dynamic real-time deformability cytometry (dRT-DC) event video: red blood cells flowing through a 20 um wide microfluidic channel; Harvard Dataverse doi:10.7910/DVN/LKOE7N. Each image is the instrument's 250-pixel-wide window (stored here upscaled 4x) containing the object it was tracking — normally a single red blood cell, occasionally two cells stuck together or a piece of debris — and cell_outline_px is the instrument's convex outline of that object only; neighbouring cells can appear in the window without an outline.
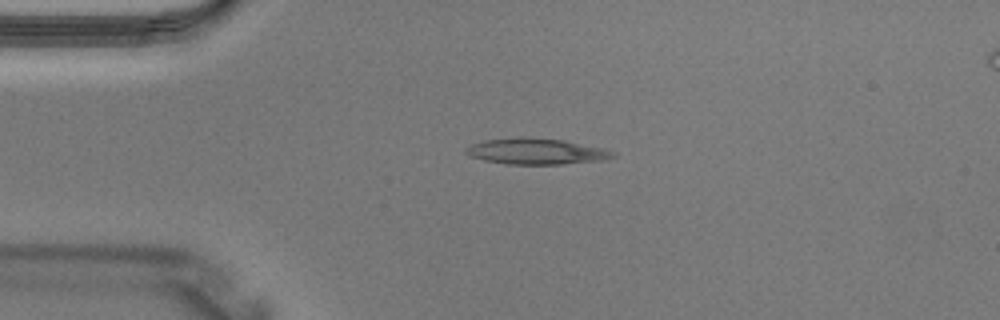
{"species": "Egyptian fruit bat (a non-hibernating species)", "species_latin": "Rousettus aegyptiacus", "temperature_condition": "warm", "stored_images_in_passage": 3, "camera_frame_rate_fps": 3000, "um_per_image_px": 0.085, "animal": {"sex": "male"}, "frame": {"image": 1, "passage_image": 3, "time_ms": 0.667, "image_size_px": [1000, 320], "cell_outline_px": [[616, 156], [604, 160], [560, 164], [508, 164], [484, 160], [472, 156], [464, 152], [464, 148], [468, 144], [484, 140], [564, 140], [604, 148], [616, 152]], "centroid_in_image_um": [45.63, 12.91], "position_along_channel_um": 39.4, "area_um2": 21.33}}